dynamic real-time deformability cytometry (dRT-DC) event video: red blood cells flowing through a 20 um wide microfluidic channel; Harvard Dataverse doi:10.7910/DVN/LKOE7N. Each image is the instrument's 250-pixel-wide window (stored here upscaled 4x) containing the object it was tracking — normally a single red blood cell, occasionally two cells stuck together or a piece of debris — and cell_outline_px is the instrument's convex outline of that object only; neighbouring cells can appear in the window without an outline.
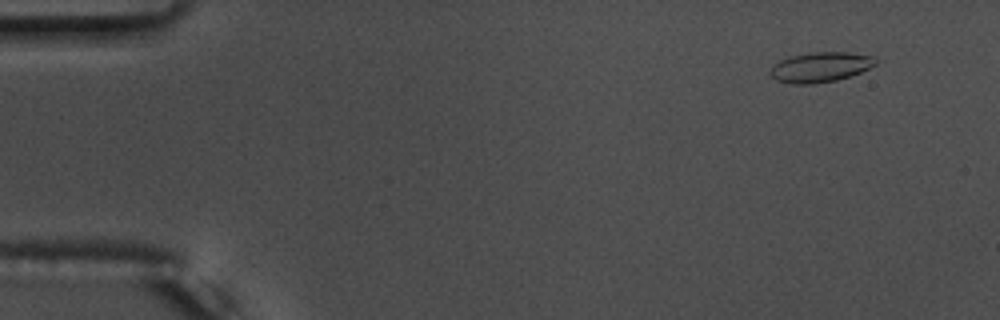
{"species": "common noctule bat (a hibernating species)", "species_latin": "Nyctalus noctula", "temperature_condition": "warm", "stored_images_in_passage": 51, "camera_frame_rate_fps": 3000, "um_per_image_px": 0.085, "animal": {"sex": "male", "body_mass_g": 17.5, "forearm_length_mm": 52.3}, "frame": {"image": 1, "passage_image": 1, "time_ms": 0.0, "image_size_px": [1000, 320], "cell_outline_px": [[876, 64], [860, 72], [836, 80], [812, 84], [792, 84], [776, 80], [768, 72], [780, 60], [788, 56], [812, 52], [848, 52], [872, 56], [876, 60]], "centroid_in_image_um": [69.7, 5.7], "position_along_channel_um": 15.3, "area_um2": 18.26}}
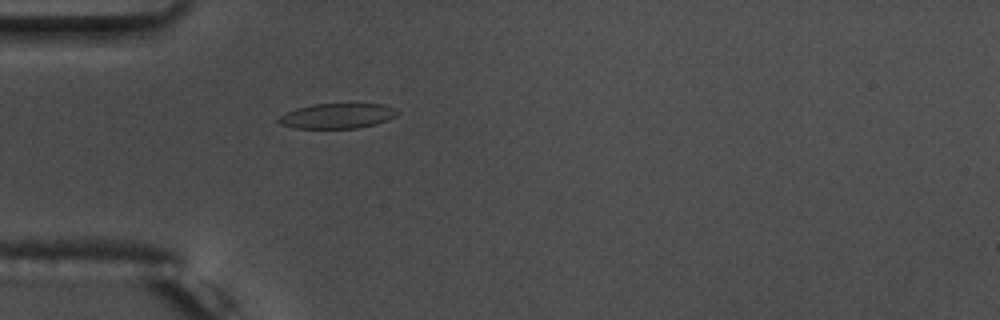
{"frame": {"image": 2, "passage_image": 13, "time_ms": 4.0, "image_size_px": [1000, 320], "cell_outline_px": [[396, 116], [388, 120], [376, 124], [360, 128], [296, 128], [280, 124], [276, 120], [280, 116], [296, 108], [316, 104], [384, 104], [396, 108]], "centroid_in_image_um": [28.69, 9.85], "position_along_channel_um": 56.3, "area_um2": 17.28}}
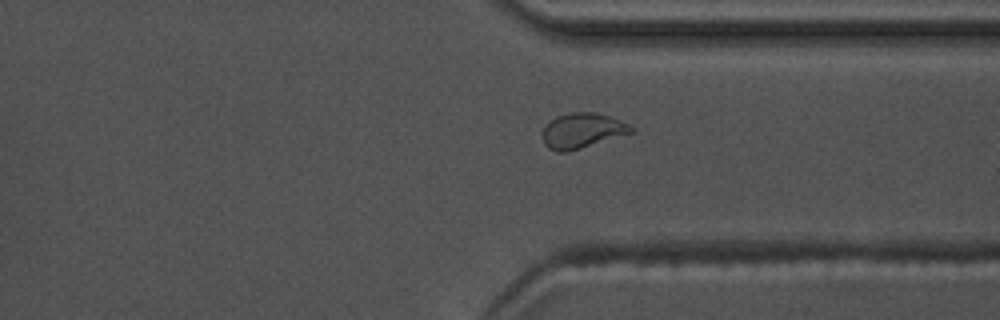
{"frame": {"image": 3, "passage_image": 38, "time_ms": 12.333, "image_size_px": [1000, 320], "cell_outline_px": [[636, 132], [568, 152], [556, 152], [548, 148], [544, 144], [544, 124], [548, 120], [556, 116], [572, 112], [592, 112], [608, 116], [628, 124], [636, 128]], "centroid_in_image_um": [49.5, 11.11], "position_along_channel_um": 361.9, "area_um2": 18.32}, "authors_computed_cell_mechanics": {"area_um2": 17.8024, "velocity_mm_per_s": 3.7354, "shape_relaxation_time_tau1_ms": 5.1603, "shape_relaxation_time_tau2_ms": 1.2897, "deformation_change_tau1": 0.1708, "deformation_change_tau2": 0.072}}